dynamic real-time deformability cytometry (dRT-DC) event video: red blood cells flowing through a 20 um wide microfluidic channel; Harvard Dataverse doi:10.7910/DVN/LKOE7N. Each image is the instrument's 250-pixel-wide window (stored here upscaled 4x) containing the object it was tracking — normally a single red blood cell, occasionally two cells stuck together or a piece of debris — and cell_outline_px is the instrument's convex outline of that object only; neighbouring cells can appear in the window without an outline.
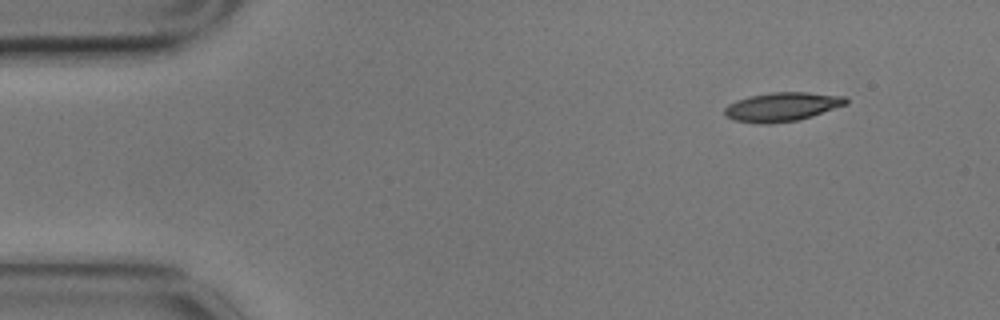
{"species": "common noctule bat (a hibernating species)", "species_latin": "Nyctalus noctula", "temperature_condition": "cold", "stored_images_in_passage": 5, "segment_of_instrument_passage": [2, 2], "camera_frame_rate_fps": 3000, "um_per_image_px": 0.085, "animal": {"sex": "male", "body_mass_g": 17.9}, "frame": {"image": 1, "passage_image": 5, "time_ms": 1.333, "image_size_px": [1000, 320], "cell_outline_px": [[848, 104], [800, 120], [768, 124], [756, 124], [732, 120], [724, 112], [724, 108], [728, 104], [736, 100], [752, 96], [772, 92], [808, 92], [844, 96], [848, 100]], "centroid_in_image_um": [66.48, 9.09], "position_along_channel_um": 18.5, "area_um2": 20.58}}